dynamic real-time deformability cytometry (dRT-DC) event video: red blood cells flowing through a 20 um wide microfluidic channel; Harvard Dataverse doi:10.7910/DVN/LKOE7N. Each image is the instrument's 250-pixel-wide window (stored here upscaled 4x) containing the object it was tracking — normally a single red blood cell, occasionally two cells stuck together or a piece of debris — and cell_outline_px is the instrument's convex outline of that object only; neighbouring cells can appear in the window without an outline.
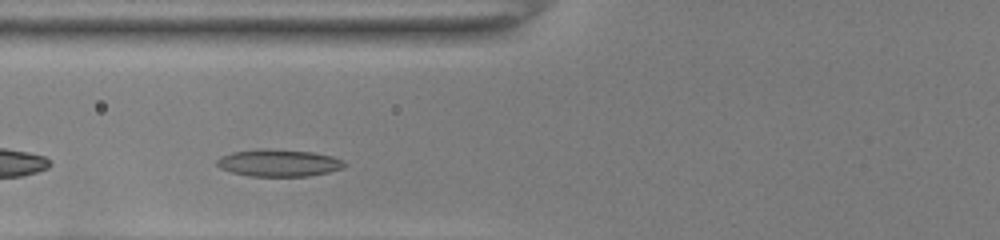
{"species": "common noctule bat (a hibernating species)", "species_latin": "Nyctalus noctula", "temperature_condition": "room temperature", "stored_images_in_passage": 27, "camera_frame_rate_fps": 3000, "um_per_image_px": 0.085, "animal": {"sex": "female", "body_mass_g": 22.0, "forearm_length_mm": 56.7}, "frame": {"image": 1, "passage_image": 3, "time_ms": 0.667, "image_size_px": [1000, 240], "cell_outline_px": [[344, 164], [340, 168], [328, 172], [308, 176], [252, 176], [232, 172], [220, 168], [216, 164], [216, 160], [220, 156], [232, 152], [268, 148], [312, 152], [332, 156], [340, 160]], "centroid_in_image_um": [23.63, 13.84], "position_along_channel_um": 102.2, "area_um2": 19.88}}
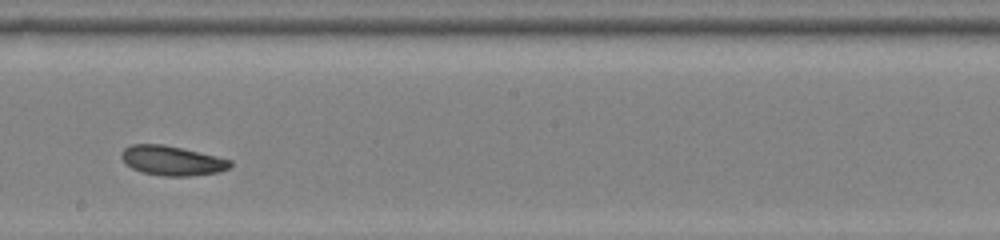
{"frame": {"image": 2, "passage_image": 13, "time_ms": 4.0, "image_size_px": [1000, 240], "cell_outline_px": [[232, 164], [228, 168], [216, 172], [188, 176], [164, 176], [144, 172], [132, 168], [120, 156], [124, 148], [132, 144], [160, 144], [180, 148], [216, 156], [232, 160]], "centroid_in_image_um": [14.61, 13.65], "position_along_channel_um": 233.6, "area_um2": 18.32}}
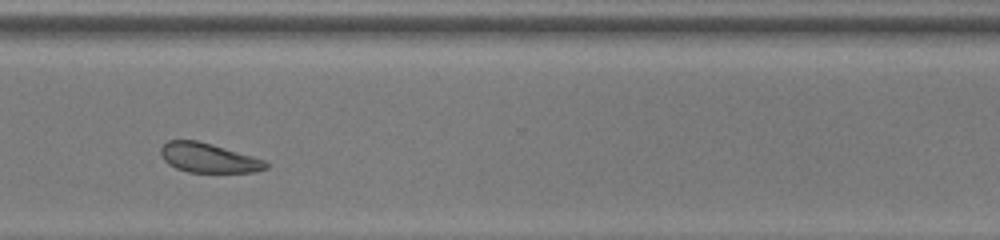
{"frame": {"image": 3, "passage_image": 22, "time_ms": 7.0, "image_size_px": [1000, 240], "cell_outline_px": [[268, 168], [252, 172], [188, 172], [176, 168], [168, 164], [164, 160], [160, 152], [160, 148], [168, 140], [196, 140], [212, 144], [264, 160], [268, 164]], "centroid_in_image_um": [17.68, 13.42], "position_along_channel_um": 352.9, "area_um2": 17.86}, "authors_computed_cell_mechanics": {"area_um2": 18.5538, "velocity_mm_per_s": 3.9486, "shape_relaxation_time_tau1_ms": 2.4446, "shape_relaxation_time_tau2_ms": 6.6252, "deformation_change_tau1": 0.101, "deformation_change_tau2": 0.1501}}